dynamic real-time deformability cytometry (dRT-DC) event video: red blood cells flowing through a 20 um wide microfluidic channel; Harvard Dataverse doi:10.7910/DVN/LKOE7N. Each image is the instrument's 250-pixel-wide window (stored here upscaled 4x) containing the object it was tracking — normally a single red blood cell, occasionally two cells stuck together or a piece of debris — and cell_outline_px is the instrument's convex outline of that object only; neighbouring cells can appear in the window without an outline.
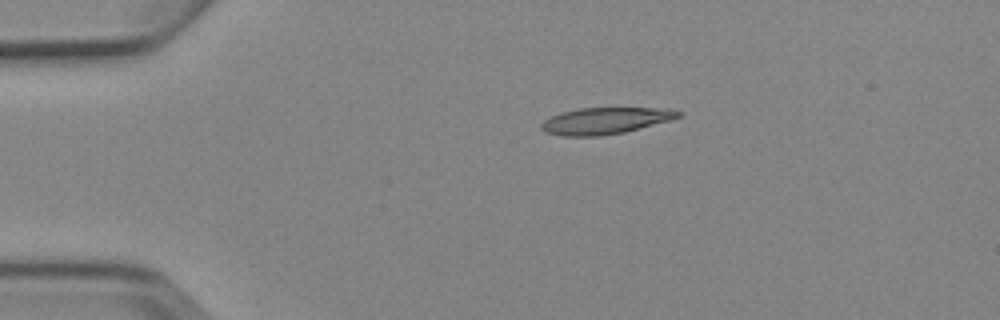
{"species": "Egyptian fruit bat (a non-hibernating species)", "species_latin": "Rousettus aegyptiacus", "temperature_condition": "cold", "stored_images_in_passage": 10, "camera_frame_rate_fps": 3000, "um_per_image_px": 0.085, "animal": {"sex": "female"}, "frame": {"image": 1, "passage_image": 4, "time_ms": 3.333, "image_size_px": [1000, 320], "cell_outline_px": [[684, 112], [680, 116], [672, 120], [624, 132], [600, 136], [564, 136], [544, 132], [540, 128], [540, 124], [544, 120], [552, 116], [564, 112], [580, 108], [664, 108]], "centroid_in_image_um": [51.46, 10.27], "position_along_channel_um": 33.5, "area_um2": 21.15}}
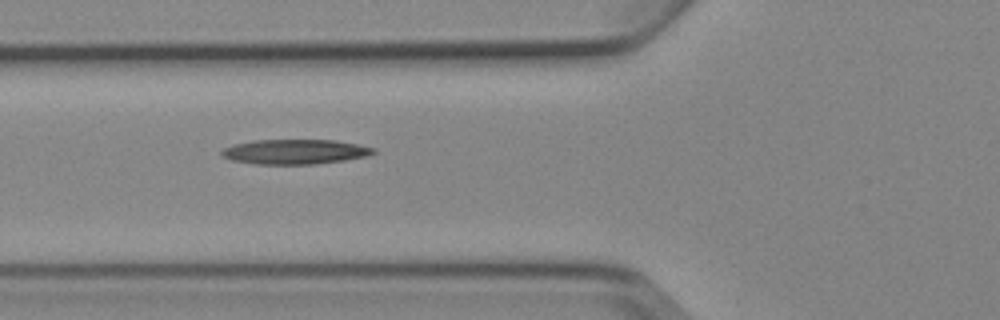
{"frame": {"image": 2, "passage_image": 6, "time_ms": 6.333, "image_size_px": [1000, 320], "cell_outline_px": [[376, 152], [368, 156], [344, 160], [316, 164], [256, 164], [232, 160], [224, 156], [220, 152], [224, 148], [232, 144], [252, 140], [336, 140], [376, 148]], "centroid_in_image_um": [25.08, 12.89], "position_along_channel_um": 100.7, "area_um2": 21.96}}
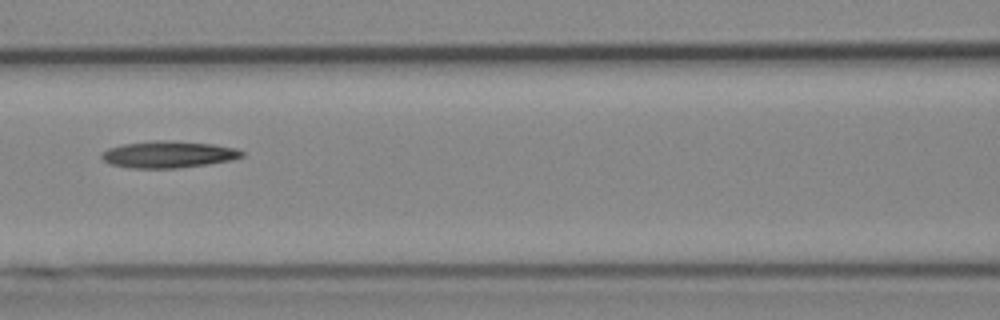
{"frame": {"image": 3, "passage_image": 7, "time_ms": 7.667, "image_size_px": [1000, 320], "cell_outline_px": [[244, 156], [232, 160], [208, 164], [176, 168], [128, 168], [108, 164], [100, 156], [100, 152], [108, 148], [124, 144], [160, 140], [212, 144], [236, 148], [244, 152]], "centroid_in_image_um": [14.28, 13.14], "position_along_channel_um": 152.3, "area_um2": 21.85}}